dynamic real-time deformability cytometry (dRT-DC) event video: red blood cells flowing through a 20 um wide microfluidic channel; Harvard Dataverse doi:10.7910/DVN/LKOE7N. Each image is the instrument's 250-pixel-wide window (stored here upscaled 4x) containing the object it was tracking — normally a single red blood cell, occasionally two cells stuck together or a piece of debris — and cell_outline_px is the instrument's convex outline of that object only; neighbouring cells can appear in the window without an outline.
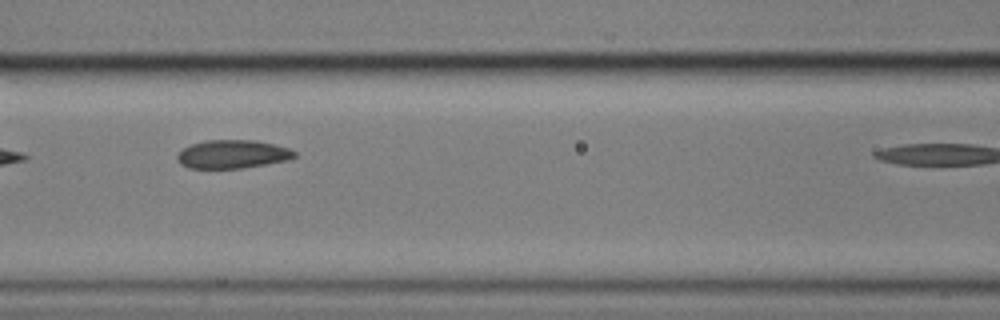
{"species": "common noctule bat (a hibernating species)", "species_latin": "Nyctalus noctula", "temperature_condition": "cold", "stored_images_in_passage": 8, "camera_frame_rate_fps": 3000, "um_per_image_px": 0.085, "animal": {"sex": "male", "body_mass_g": 17.9}, "frame": {"image": 1, "passage_image": 5, "time_ms": 1.333, "image_size_px": [1000, 320], "cell_outline_px": [[296, 156], [288, 160], [244, 168], [188, 168], [180, 164], [176, 160], [176, 156], [184, 148], [192, 144], [204, 140], [256, 140], [288, 148], [296, 152]], "centroid_in_image_um": [19.75, 13.11], "position_along_channel_um": 146.9, "area_um2": 19.42}}
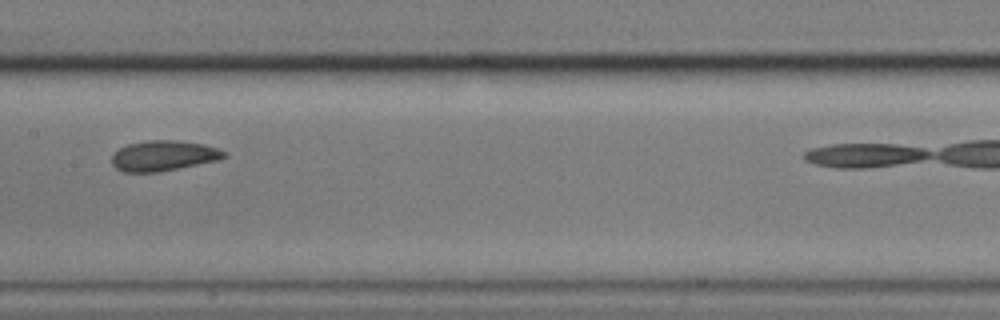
{"frame": {"image": 2, "passage_image": 6, "time_ms": 1.667, "image_size_px": [1000, 320], "cell_outline_px": [[228, 156], [220, 160], [156, 172], [124, 172], [116, 168], [112, 164], [112, 156], [120, 148], [128, 144], [148, 140], [176, 140], [204, 144], [216, 148], [224, 152]], "centroid_in_image_um": [13.9, 13.23], "position_along_channel_um": 193.5, "area_um2": 19.71}}
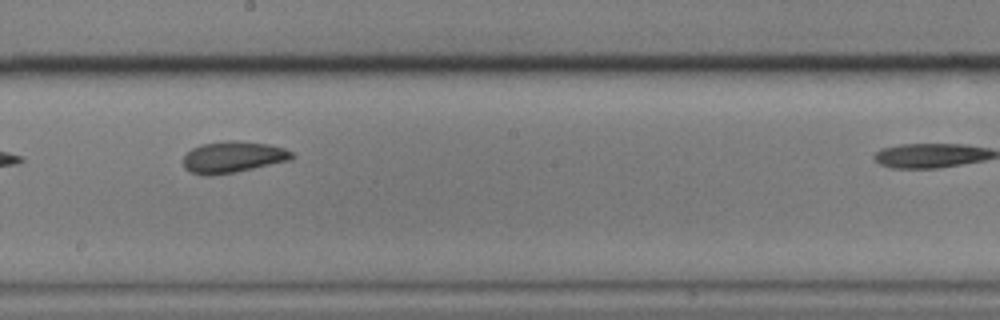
{"frame": {"image": 3, "passage_image": 7, "time_ms": 2.0, "image_size_px": [1000, 320], "cell_outline_px": [[296, 156], [292, 160], [236, 172], [208, 176], [204, 176], [188, 172], [184, 168], [184, 156], [192, 148], [200, 144], [228, 140], [236, 140], [268, 144], [284, 148], [292, 152]], "centroid_in_image_um": [19.8, 13.35], "position_along_channel_um": 228.4, "area_um2": 20.17}}